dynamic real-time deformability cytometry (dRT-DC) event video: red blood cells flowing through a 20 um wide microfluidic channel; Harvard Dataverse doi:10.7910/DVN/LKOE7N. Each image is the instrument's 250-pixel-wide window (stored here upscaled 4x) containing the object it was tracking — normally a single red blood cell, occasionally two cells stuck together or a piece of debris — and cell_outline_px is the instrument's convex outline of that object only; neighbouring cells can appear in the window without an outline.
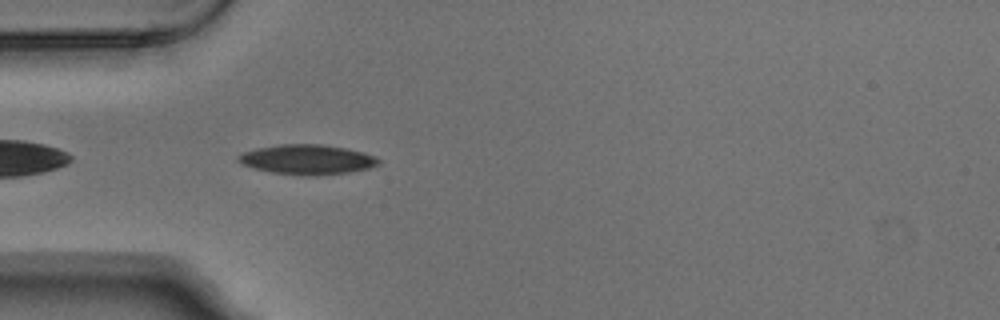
{"species": "Egyptian fruit bat (a non-hibernating species)", "species_latin": "Rousettus aegyptiacus", "temperature_condition": "warm", "stored_images_in_passage": 5, "camera_frame_rate_fps": 3000, "um_per_image_px": 0.085, "animal": {"sex": "male"}, "frame": {"image": 1, "passage_image": 5, "time_ms": 1.333, "image_size_px": [1000, 320], "cell_outline_px": [[380, 164], [368, 168], [348, 172], [316, 176], [304, 176], [272, 172], [256, 168], [244, 164], [236, 160], [236, 156], [244, 152], [256, 148], [280, 144], [324, 144], [364, 152], [376, 156], [380, 160]], "centroid_in_image_um": [26.13, 13.55], "position_along_channel_um": 58.9, "area_um2": 24.39}}